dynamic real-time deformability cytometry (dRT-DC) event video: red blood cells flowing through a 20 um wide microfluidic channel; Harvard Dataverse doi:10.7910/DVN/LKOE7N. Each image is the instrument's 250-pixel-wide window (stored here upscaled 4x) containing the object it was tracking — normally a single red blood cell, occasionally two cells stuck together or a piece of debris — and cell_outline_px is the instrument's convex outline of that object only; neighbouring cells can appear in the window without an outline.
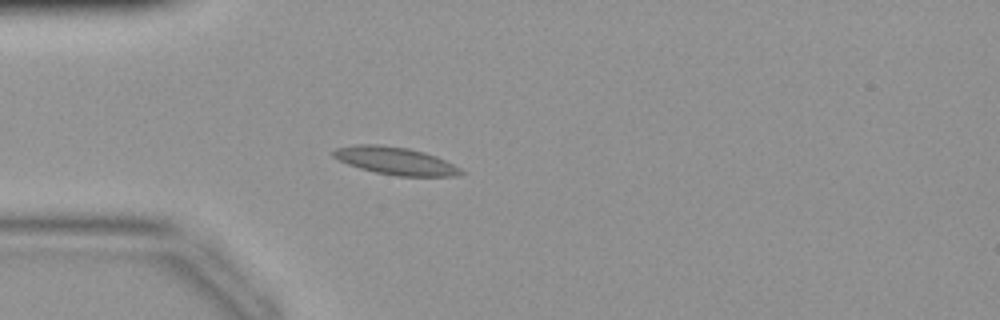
{"species": "common noctule bat (a hibernating species)", "species_latin": "Nyctalus noctula", "temperature_condition": "warm", "stored_images_in_passage": 32, "camera_frame_rate_fps": 3000, "um_per_image_px": 0.085, "animal": {"sex": "female", "body_mass_g": 19.9}, "frame": {"image": 1, "passage_image": 1, "time_ms": 0.0, "image_size_px": [1000, 320], "cell_outline_px": [[468, 172], [456, 176], [396, 176], [376, 172], [360, 168], [348, 164], [332, 156], [332, 152], [336, 148], [356, 144], [380, 144], [408, 148], [424, 152], [436, 156]], "centroid_in_image_um": [33.62, 13.67], "position_along_channel_um": 51.4, "area_um2": 20.52}}
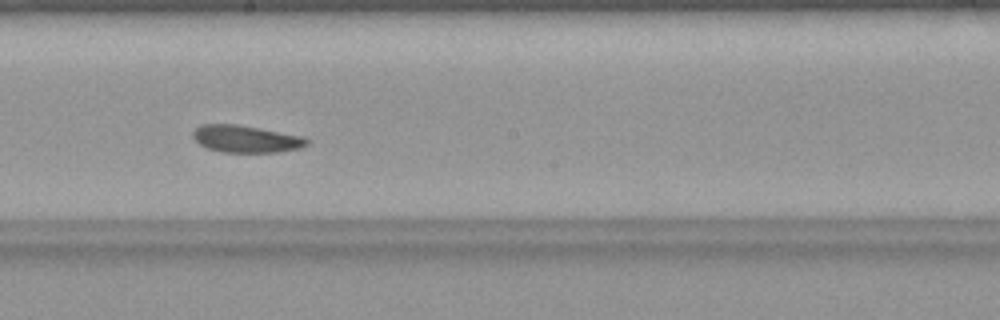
{"frame": {"image": 2, "passage_image": 13, "time_ms": 4.0, "image_size_px": [1000, 320], "cell_outline_px": [[308, 144], [300, 148], [276, 152], [220, 152], [208, 148], [200, 144], [192, 136], [192, 132], [200, 124], [236, 124], [304, 136], [308, 140]], "centroid_in_image_um": [20.89, 11.8], "position_along_channel_um": 227.3, "area_um2": 17.98}}
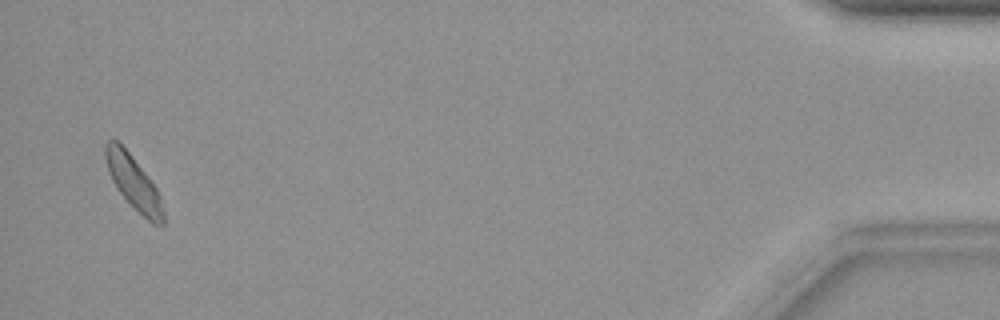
{"frame": {"image": 3, "passage_image": 31, "time_ms": 10.0, "image_size_px": [1000, 320], "cell_outline_px": [[164, 224], [152, 224], [116, 188], [108, 172], [104, 156], [104, 144], [108, 140], [116, 140], [128, 152], [144, 172], [156, 188], [160, 196], [164, 212]], "centroid_in_image_um": [11.33, 15.5], "position_along_channel_um": 423.9, "area_um2": 17.51}}